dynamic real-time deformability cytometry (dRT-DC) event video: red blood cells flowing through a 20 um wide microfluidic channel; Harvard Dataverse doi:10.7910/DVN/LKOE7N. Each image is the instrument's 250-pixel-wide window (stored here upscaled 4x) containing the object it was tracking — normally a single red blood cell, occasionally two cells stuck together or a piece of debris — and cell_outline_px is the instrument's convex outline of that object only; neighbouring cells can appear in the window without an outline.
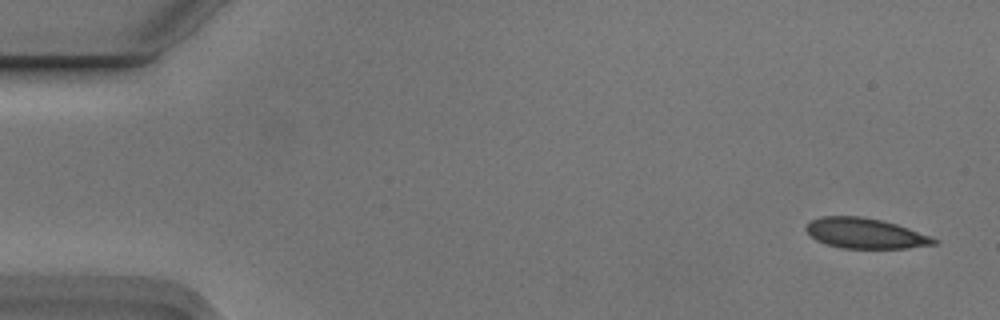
{"species": "Egyptian fruit bat (a non-hibernating species)", "species_latin": "Rousettus aegyptiacus", "temperature_condition": "cold", "stored_images_in_passage": 5, "camera_frame_rate_fps": 3000, "um_per_image_px": 0.085, "animal": {"sex": "male"}, "frame": {"image": 1, "passage_image": 1, "time_ms": 0.0, "image_size_px": [1000, 320], "cell_outline_px": [[940, 240], [936, 244], [908, 248], [840, 248], [816, 240], [804, 228], [812, 220], [820, 216], [860, 216], [880, 220], [896, 224], [932, 236]], "centroid_in_image_um": [73.58, 19.83], "position_along_channel_um": 11.4, "area_um2": 22.48}}
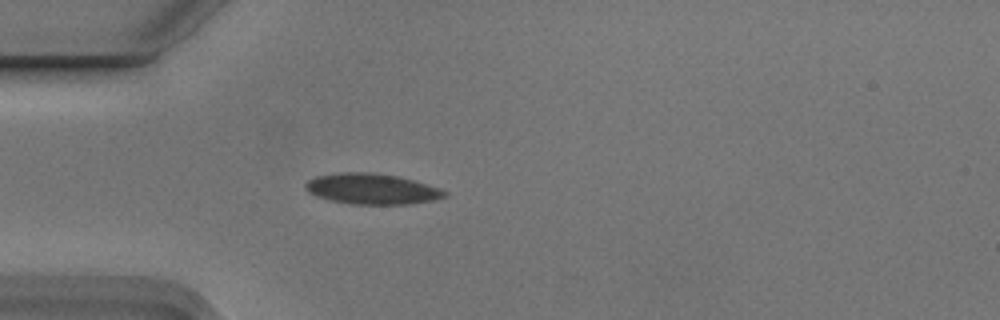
{"frame": {"image": 2, "passage_image": 5, "time_ms": 1.333, "image_size_px": [1000, 320], "cell_outline_px": [[448, 196], [436, 200], [408, 204], [352, 204], [328, 200], [316, 196], [308, 192], [304, 188], [304, 184], [308, 180], [316, 176], [340, 172], [372, 172], [396, 176], [428, 184], [440, 188], [448, 192]], "centroid_in_image_um": [31.61, 16.06], "position_along_channel_um": 53.4, "area_um2": 25.09}}